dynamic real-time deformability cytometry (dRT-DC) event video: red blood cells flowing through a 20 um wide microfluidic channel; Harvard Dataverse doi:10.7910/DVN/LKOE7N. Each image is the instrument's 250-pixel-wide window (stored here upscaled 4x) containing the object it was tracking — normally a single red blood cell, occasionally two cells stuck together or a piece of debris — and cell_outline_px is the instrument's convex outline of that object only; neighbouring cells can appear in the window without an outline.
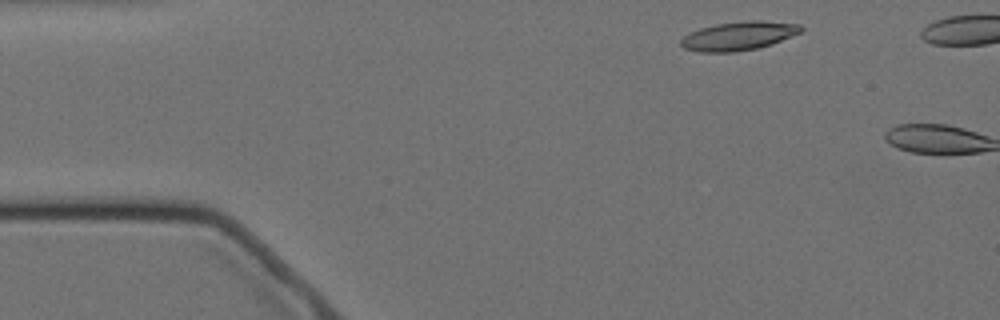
{"species": "Egyptian fruit bat (a non-hibernating species)", "species_latin": "Rousettus aegyptiacus", "temperature_condition": "cold", "stored_images_in_passage": 2, "camera_frame_rate_fps": 3000, "um_per_image_px": 0.085, "animal": {"sex": "female"}, "frame": {"image": 1, "passage_image": 1, "time_ms": 0.0, "image_size_px": [1000, 320], "cell_outline_px": [[804, 28], [800, 32], [772, 44], [756, 48], [732, 52], [700, 52], [684, 48], [680, 44], [680, 40], [688, 32], [700, 28], [716, 24], [748, 20], [760, 20], [800, 24]], "centroid_in_image_um": [62.76, 3.04], "position_along_channel_um": 22.2, "area_um2": 20.06}}